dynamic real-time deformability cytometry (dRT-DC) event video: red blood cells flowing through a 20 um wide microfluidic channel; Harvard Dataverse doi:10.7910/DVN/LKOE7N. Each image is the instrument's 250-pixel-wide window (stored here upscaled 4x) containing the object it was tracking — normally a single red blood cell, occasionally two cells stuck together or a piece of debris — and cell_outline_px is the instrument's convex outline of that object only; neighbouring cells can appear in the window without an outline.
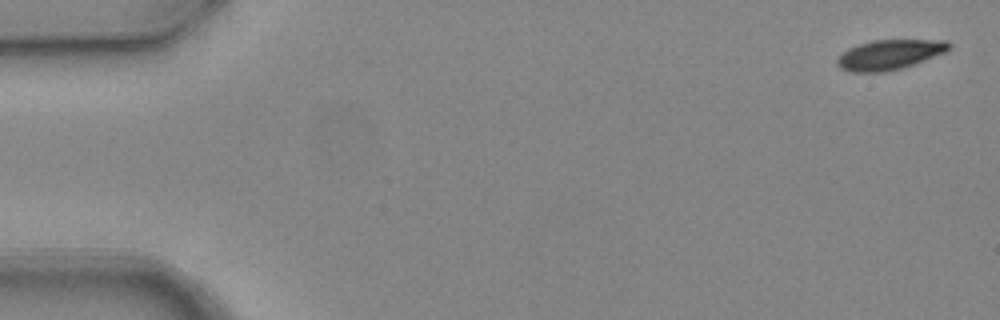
{"species": "common noctule bat (a hibernating species)", "species_latin": "Nyctalus noctula", "temperature_condition": "warm", "stored_images_in_passage": 5, "camera_frame_rate_fps": 3000, "um_per_image_px": 0.085, "animal": {"sex": "female", "body_mass_g": 24.6, "forearm_length_mm": 56.2}, "frame": {"image": 1, "passage_image": 1, "time_ms": 0.0, "image_size_px": [1000, 320], "cell_outline_px": [[952, 48], [944, 52], [924, 60], [900, 68], [884, 72], [852, 72], [840, 68], [836, 64], [836, 60], [848, 48], [872, 40], [948, 40], [952, 44]], "centroid_in_image_um": [75.61, 4.64], "position_along_channel_um": 9.4, "area_um2": 19.31}}
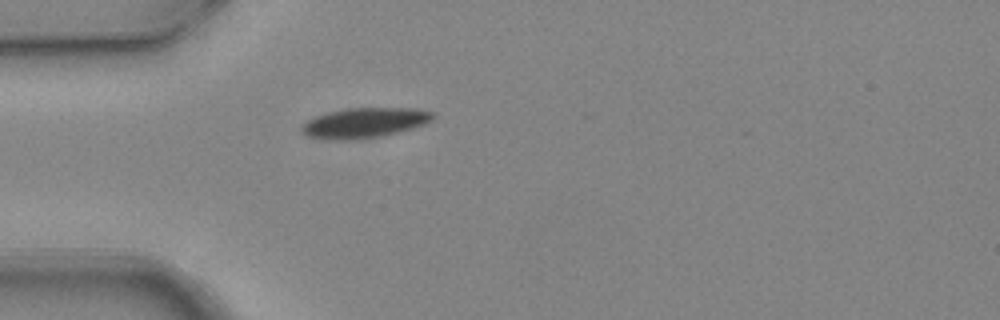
{"frame": {"image": 2, "passage_image": 5, "time_ms": 1.333, "image_size_px": [1000, 320], "cell_outline_px": [[436, 116], [432, 120], [424, 124], [400, 132], [380, 136], [308, 136], [300, 132], [300, 124], [316, 116], [348, 108], [416, 108], [436, 112]], "centroid_in_image_um": [31.12, 10.36], "position_along_channel_um": 53.9, "area_um2": 21.79}}